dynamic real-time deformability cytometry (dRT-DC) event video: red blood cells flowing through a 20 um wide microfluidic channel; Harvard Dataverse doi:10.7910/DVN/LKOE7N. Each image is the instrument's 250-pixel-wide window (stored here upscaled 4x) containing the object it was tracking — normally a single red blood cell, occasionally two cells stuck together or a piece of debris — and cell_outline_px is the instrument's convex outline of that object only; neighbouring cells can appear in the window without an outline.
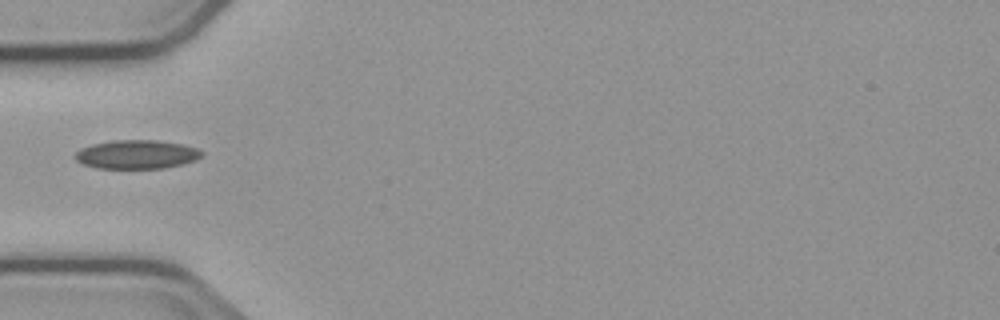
{"species": "common noctule bat (a hibernating species)", "species_latin": "Nyctalus noctula", "temperature_condition": "cold", "stored_images_in_passage": 2, "camera_frame_rate_fps": 3000, "um_per_image_px": 0.085, "animal": {"sex": "male", "body_mass_g": 23.1, "forearm_length_mm": 52.7}, "frame": {"image": 1, "passage_image": 1, "time_ms": 0.0, "image_size_px": [1000, 320], "cell_outline_px": [[204, 152], [196, 160], [184, 164], [164, 168], [96, 168], [84, 164], [76, 160], [76, 152], [80, 148], [92, 144], [112, 140], [156, 140], [184, 144], [196, 148]], "centroid_in_image_um": [11.64, 13.12], "position_along_channel_um": 73.4, "area_um2": 21.27}}
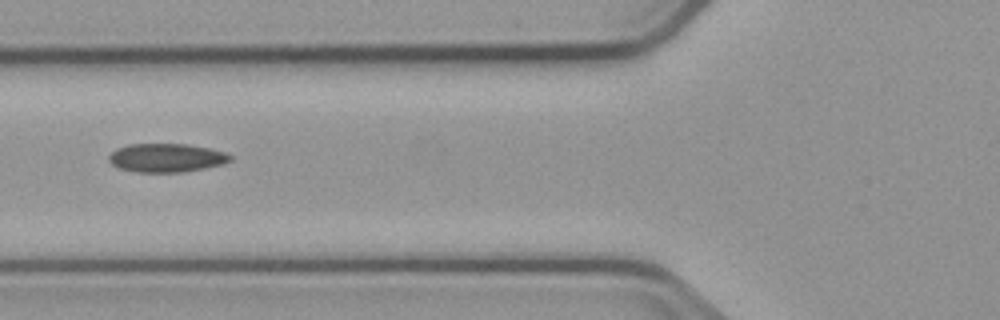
{"frame": {"image": 2, "passage_image": 2, "time_ms": 1.0, "image_size_px": [1000, 320], "cell_outline_px": [[232, 160], [224, 164], [184, 172], [140, 172], [120, 168], [112, 164], [108, 160], [108, 156], [116, 148], [128, 144], [188, 144], [208, 148], [224, 152], [232, 156]], "centroid_in_image_um": [14.15, 13.41], "position_along_channel_um": 111.6, "area_um2": 20.23}}